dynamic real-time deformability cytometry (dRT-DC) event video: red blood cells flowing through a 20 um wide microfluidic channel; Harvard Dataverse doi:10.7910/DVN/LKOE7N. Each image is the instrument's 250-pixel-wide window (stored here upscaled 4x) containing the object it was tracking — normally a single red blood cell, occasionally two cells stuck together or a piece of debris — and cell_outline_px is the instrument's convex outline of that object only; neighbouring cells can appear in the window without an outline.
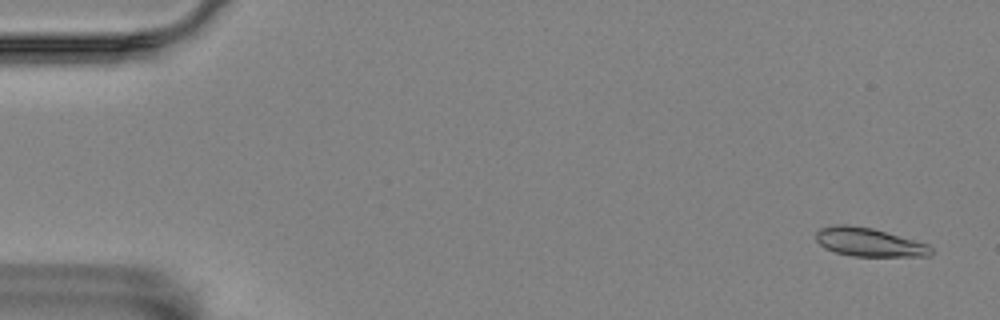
{"species": "Egyptian fruit bat (a non-hibernating species)", "species_latin": "Rousettus aegyptiacus", "temperature_condition": "room temperature", "stored_images_in_passage": 17, "camera_frame_rate_fps": 3000, "um_per_image_px": 0.085, "animal": {"sex": "female"}, "frame": {"image": 1, "passage_image": 3, "time_ms": 0.667, "image_size_px": [1000, 320], "cell_outline_px": [[932, 252], [928, 256], [852, 256], [836, 252], [824, 248], [816, 240], [816, 232], [820, 228], [832, 224], [844, 224], [872, 228], [928, 244], [932, 248]], "centroid_in_image_um": [73.83, 20.58], "position_along_channel_um": 11.2, "area_um2": 19.07}}